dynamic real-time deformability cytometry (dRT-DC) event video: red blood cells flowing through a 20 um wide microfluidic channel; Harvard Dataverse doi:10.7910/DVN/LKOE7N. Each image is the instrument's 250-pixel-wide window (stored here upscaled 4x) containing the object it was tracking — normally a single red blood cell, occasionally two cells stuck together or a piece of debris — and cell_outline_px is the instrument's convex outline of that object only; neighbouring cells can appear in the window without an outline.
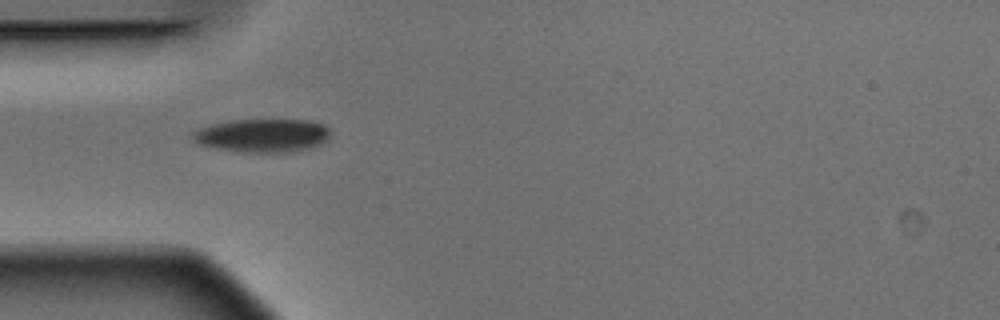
{"species": "Egyptian fruit bat (a non-hibernating species)", "species_latin": "Rousettus aegyptiacus", "temperature_condition": "warm", "stored_images_in_passage": 5, "camera_frame_rate_fps": 3000, "um_per_image_px": 0.085, "animal": {"sex": "male"}, "frame": {"image": 1, "passage_image": 4, "time_ms": 1.0, "image_size_px": [1000, 320], "cell_outline_px": [[332, 132], [328, 140], [312, 148], [288, 152], [252, 152], [216, 148], [200, 144], [192, 136], [192, 132], [208, 124], [232, 120], [308, 120], [320, 124], [328, 128]], "centroid_in_image_um": [22.35, 11.51], "position_along_channel_um": 62.7, "area_um2": 26.65}}
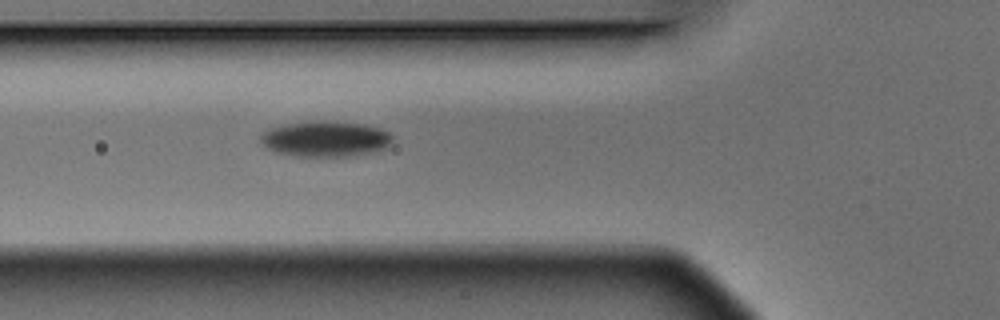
{"frame": {"image": 2, "passage_image": 5, "time_ms": 1.333, "image_size_px": [1000, 320], "cell_outline_px": [[392, 140], [388, 148], [372, 152], [352, 156], [296, 156], [276, 152], [260, 144], [260, 136], [264, 132], [272, 128], [288, 124], [316, 120], [324, 120], [364, 124], [380, 128], [388, 132], [392, 136]], "centroid_in_image_um": [27.69, 11.8], "position_along_channel_um": 98.1, "area_um2": 27.46}}